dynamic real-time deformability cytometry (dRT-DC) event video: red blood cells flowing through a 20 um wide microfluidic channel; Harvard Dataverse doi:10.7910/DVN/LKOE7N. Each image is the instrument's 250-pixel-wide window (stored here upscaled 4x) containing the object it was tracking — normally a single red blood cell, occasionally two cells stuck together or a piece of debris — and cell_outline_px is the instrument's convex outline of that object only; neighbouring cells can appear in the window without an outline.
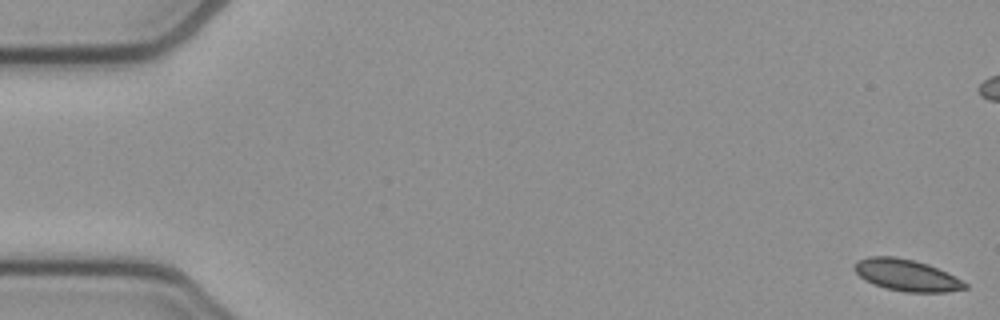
{"species": "common noctule bat (a hibernating species)", "species_latin": "Nyctalus noctula", "temperature_condition": "cold", "stored_images_in_passage": 13, "camera_frame_rate_fps": 3000, "um_per_image_px": 0.085, "animal": {"sex": "female", "body_mass_g": 21.9}, "frame": {"image": 1, "passage_image": 1, "time_ms": 0.0, "image_size_px": [1000, 320], "cell_outline_px": [[968, 288], [948, 292], [904, 292], [884, 288], [872, 284], [864, 280], [852, 268], [856, 260], [868, 256], [892, 256], [916, 260], [928, 264], [948, 272], [968, 284]], "centroid_in_image_um": [77.04, 23.38], "position_along_channel_um": 8.0, "area_um2": 20.75}}